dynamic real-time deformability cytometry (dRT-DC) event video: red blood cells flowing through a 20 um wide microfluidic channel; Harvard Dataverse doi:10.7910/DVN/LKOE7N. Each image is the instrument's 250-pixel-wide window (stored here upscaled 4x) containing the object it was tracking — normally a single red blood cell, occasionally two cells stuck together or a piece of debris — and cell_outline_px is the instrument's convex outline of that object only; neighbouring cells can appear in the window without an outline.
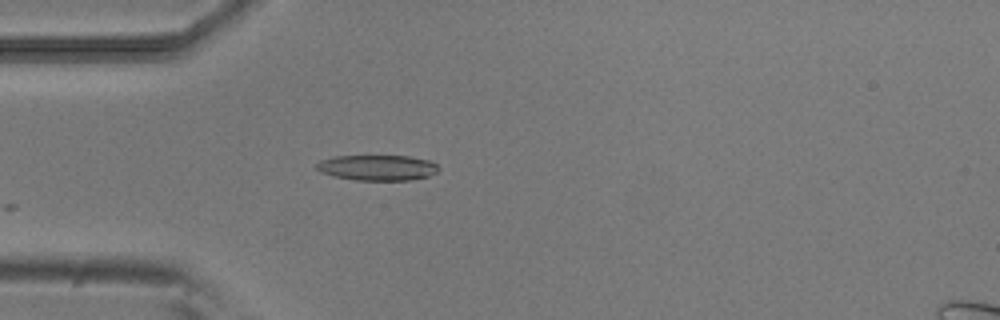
{"species": "common noctule bat (a hibernating species)", "species_latin": "Nyctalus noctula", "temperature_condition": "room temperature", "stored_images_in_passage": 7, "camera_frame_rate_fps": 3000, "um_per_image_px": 0.085, "animal": {"sex": "male", "body_mass_g": 20.5, "forearm_length_mm": 52.5}, "frame": {"image": 1, "passage_image": 2, "time_ms": 0.333, "image_size_px": [1000, 320], "cell_outline_px": [[440, 168], [436, 172], [428, 176], [412, 180], [356, 180], [336, 176], [320, 172], [316, 168], [316, 164], [320, 160], [336, 156], [408, 156], [428, 160], [436, 164]], "centroid_in_image_um": [32.08, 14.25], "position_along_channel_um": 52.9, "area_um2": 18.03}}
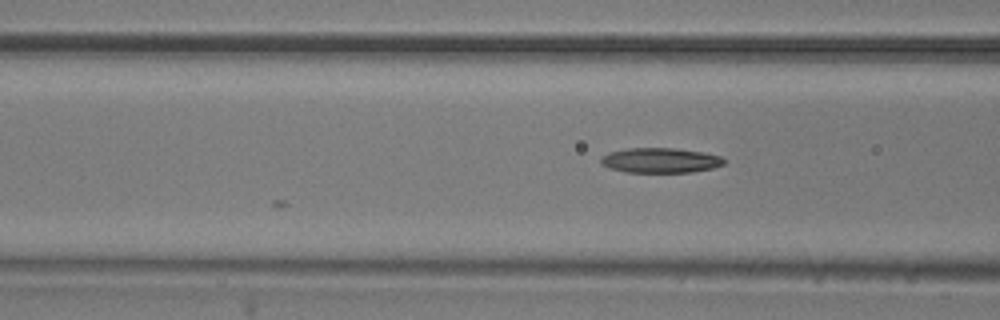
{"frame": {"image": 2, "passage_image": 7, "time_ms": 2.0, "image_size_px": [1000, 320], "cell_outline_px": [[724, 164], [712, 168], [692, 172], [628, 172], [612, 168], [600, 164], [600, 156], [608, 152], [628, 148], [676, 148], [704, 152], [720, 156], [724, 160]], "centroid_in_image_um": [56.11, 13.62], "position_along_channel_um": 110.5, "area_um2": 17.92}}